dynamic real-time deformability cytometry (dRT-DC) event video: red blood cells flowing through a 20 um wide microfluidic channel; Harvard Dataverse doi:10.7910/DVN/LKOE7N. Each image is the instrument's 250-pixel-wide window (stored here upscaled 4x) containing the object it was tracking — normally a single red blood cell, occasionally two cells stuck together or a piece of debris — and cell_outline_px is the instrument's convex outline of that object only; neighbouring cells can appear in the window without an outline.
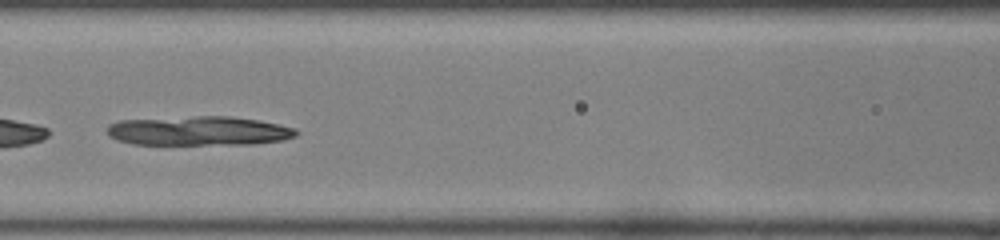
{"species": "common noctule bat (a hibernating species)", "species_latin": "Nyctalus noctula", "temperature_condition": "room temperature", "stored_images_in_passage": 15, "camera_frame_rate_fps": 3000, "um_per_image_px": 0.085, "animal": {"sex": "female", "body_mass_g": 22.0, "forearm_length_mm": 56.7}, "frame": {"image": 1, "passage_image": 9, "time_ms": 2.667, "image_size_px": [1000, 240], "cell_outline_px": [[300, 132], [296, 136], [284, 140], [252, 144], [132, 144], [116, 140], [108, 136], [108, 124], [120, 120], [196, 116], [228, 116], [260, 120], [280, 124], [296, 128]], "centroid_in_image_um": [16.93, 11.12], "position_along_channel_um": 149.7, "area_um2": 32.48}}